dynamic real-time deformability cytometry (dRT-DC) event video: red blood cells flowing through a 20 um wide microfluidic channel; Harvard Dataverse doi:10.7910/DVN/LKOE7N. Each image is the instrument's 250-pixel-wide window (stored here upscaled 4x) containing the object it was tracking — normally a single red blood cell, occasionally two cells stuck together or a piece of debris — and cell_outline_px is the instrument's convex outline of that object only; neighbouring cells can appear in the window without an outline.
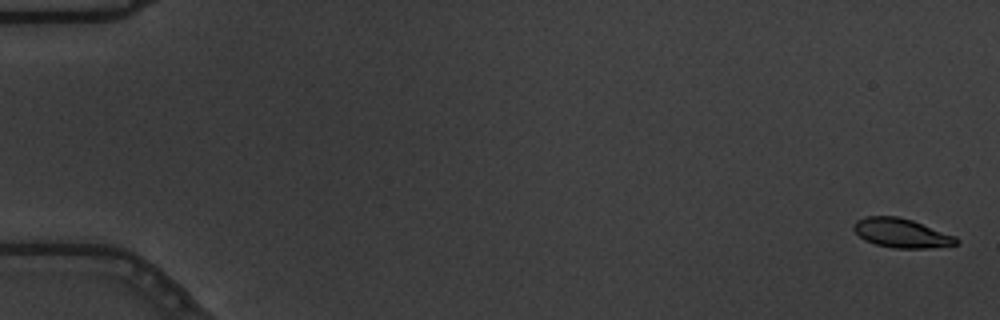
{"species": "common noctule bat (a hibernating species)", "species_latin": "Nyctalus noctula", "temperature_condition": "warm", "stored_images_in_passage": 58, "camera_frame_rate_fps": 3000, "um_per_image_px": 0.085, "animal": {"sex": "male", "body_mass_g": 19.5, "forearm_length_mm": 54.6}, "frame": {"image": 1, "passage_image": 2, "time_ms": 0.333, "image_size_px": [1000, 320], "cell_outline_px": [[960, 240], [956, 244], [924, 248], [892, 248], [876, 244], [864, 240], [852, 228], [852, 224], [856, 220], [868, 216], [896, 216], [912, 220], [956, 236]], "centroid_in_image_um": [76.59, 19.8], "position_along_channel_um": 8.4, "area_um2": 17.34}}
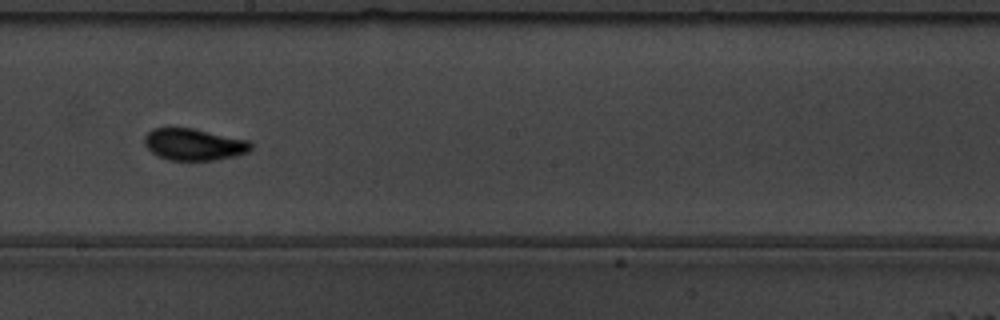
{"frame": {"image": 2, "passage_image": 34, "time_ms": 11.0, "image_size_px": [1000, 320], "cell_outline_px": [[252, 148], [248, 152], [232, 156], [212, 160], [168, 160], [152, 152], [144, 144], [144, 136], [152, 128], [192, 128], [248, 140], [252, 144]], "centroid_in_image_um": [16.46, 12.27], "position_along_channel_um": 231.7, "area_um2": 19.48}}
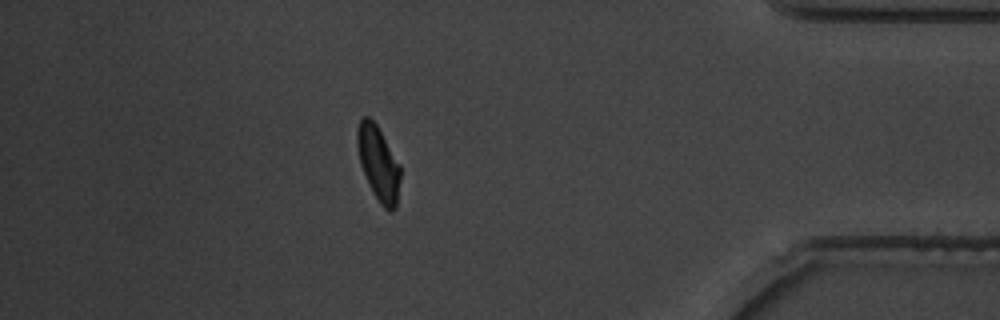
{"frame": {"image": 3, "passage_image": 51, "time_ms": 16.667, "image_size_px": [1000, 320], "cell_outline_px": [[400, 180], [396, 208], [392, 212], [388, 212], [380, 204], [372, 192], [360, 164], [356, 144], [356, 132], [360, 120], [364, 116], [368, 116], [376, 124], [400, 164]], "centroid_in_image_um": [32.16, 13.91], "position_along_channel_um": 403.0, "area_um2": 18.84}, "authors_computed_cell_mechanics": {"area_um2": 18.9295, "velocity_mm_per_s": 3.6416, "shape_relaxation_time_tau1_ms": 2.985, "shape_relaxation_time_tau2_ms": 1.7434, "deformation_change_tau1": 0.1716, "deformation_change_tau2": 0.0374}}